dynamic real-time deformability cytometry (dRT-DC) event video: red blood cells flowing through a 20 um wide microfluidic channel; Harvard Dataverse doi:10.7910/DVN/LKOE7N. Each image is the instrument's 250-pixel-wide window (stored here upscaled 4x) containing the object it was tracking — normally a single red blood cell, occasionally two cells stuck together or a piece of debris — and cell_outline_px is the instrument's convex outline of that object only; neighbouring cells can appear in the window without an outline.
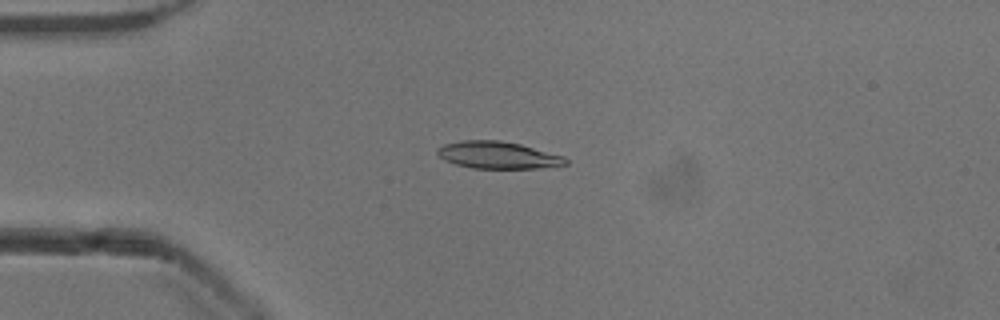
{"species": "common noctule bat (a hibernating species)", "species_latin": "Nyctalus noctula", "temperature_condition": "cold", "stored_images_in_passage": 17, "camera_frame_rate_fps": 3000, "um_per_image_px": 0.085, "animal": {"sex": "male", "body_mass_g": 13.3}, "frame": {"image": 1, "passage_image": 12, "time_ms": 3.667, "image_size_px": [1000, 320], "cell_outline_px": [[568, 164], [560, 168], [472, 168], [456, 164], [444, 160], [436, 152], [436, 148], [444, 144], [460, 140], [500, 140], [520, 144], [564, 156], [568, 160]], "centroid_in_image_um": [42.38, 13.19], "position_along_channel_um": 42.6, "area_um2": 20.58}}